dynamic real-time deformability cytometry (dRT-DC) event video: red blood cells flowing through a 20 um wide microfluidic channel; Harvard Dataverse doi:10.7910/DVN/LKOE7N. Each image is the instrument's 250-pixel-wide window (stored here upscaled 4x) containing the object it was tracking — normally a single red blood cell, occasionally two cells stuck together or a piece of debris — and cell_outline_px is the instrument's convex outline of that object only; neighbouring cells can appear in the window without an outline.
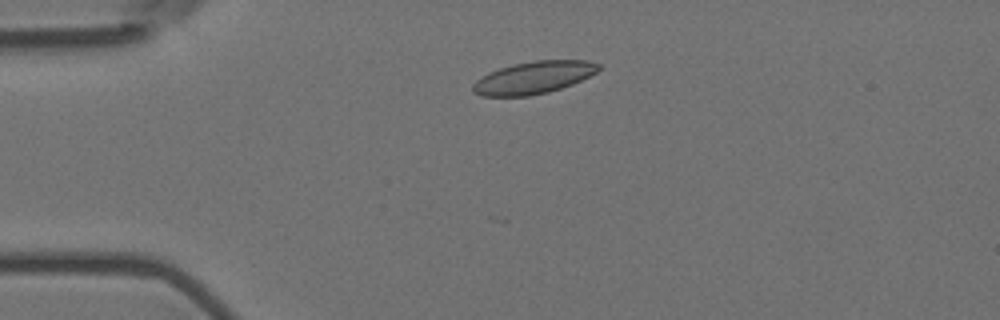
{"species": "Egyptian fruit bat (a non-hibernating species)", "species_latin": "Rousettus aegyptiacus", "temperature_condition": "room temperature", "stored_images_in_passage": 4, "camera_frame_rate_fps": 3000, "um_per_image_px": 0.085, "animal": {"sex": "female"}, "frame": {"image": 1, "passage_image": 3, "time_ms": 0.667, "image_size_px": [1000, 320], "cell_outline_px": [[600, 68], [596, 72], [572, 84], [548, 92], [528, 96], [480, 96], [472, 92], [472, 84], [476, 80], [488, 72], [512, 64], [536, 60], [588, 60], [600, 64]], "centroid_in_image_um": [45.32, 6.59], "position_along_channel_um": 39.7, "area_um2": 23.7}}